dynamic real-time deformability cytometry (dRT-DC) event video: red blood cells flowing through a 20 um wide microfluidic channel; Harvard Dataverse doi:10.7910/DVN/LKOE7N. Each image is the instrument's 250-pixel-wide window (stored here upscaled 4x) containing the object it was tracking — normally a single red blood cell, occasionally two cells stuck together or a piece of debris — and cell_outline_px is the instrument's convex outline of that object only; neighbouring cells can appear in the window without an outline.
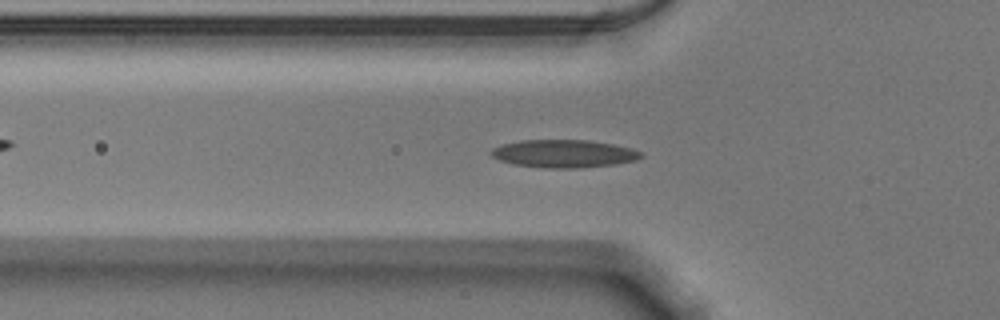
{"species": "Egyptian fruit bat (a non-hibernating species)", "species_latin": "Rousettus aegyptiacus", "temperature_condition": "warm", "stored_images_in_passage": 36, "camera_frame_rate_fps": 3000, "um_per_image_px": 0.085, "animal": {"sex": "male"}, "frame": {"image": 1, "passage_image": 2, "time_ms": 0.333, "image_size_px": [1000, 320], "cell_outline_px": [[644, 156], [636, 160], [616, 164], [580, 168], [548, 168], [512, 164], [500, 160], [492, 156], [488, 152], [492, 148], [500, 144], [524, 140], [588, 140], [612, 144], [632, 148], [644, 152]], "centroid_in_image_um": [47.94, 13.06], "position_along_channel_um": 77.9, "area_um2": 24.51}}
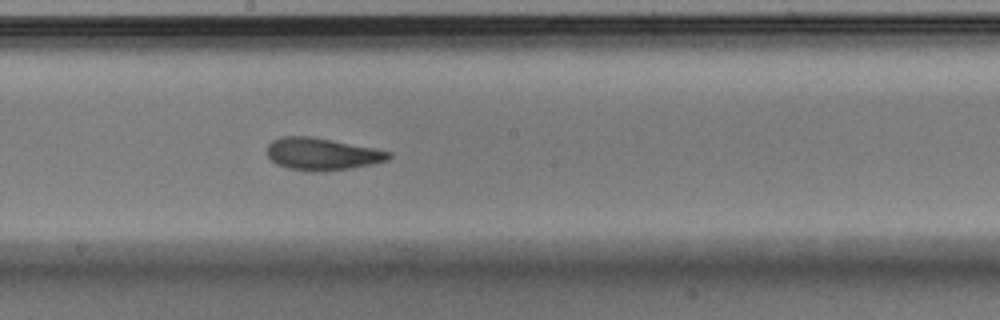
{"frame": {"image": 2, "passage_image": 13, "time_ms": 4.0, "image_size_px": [1000, 320], "cell_outline_px": [[392, 156], [388, 160], [372, 164], [352, 168], [324, 172], [312, 172], [288, 168], [276, 164], [268, 156], [268, 144], [272, 140], [280, 136], [312, 136], [376, 148], [392, 152]], "centroid_in_image_um": [27.4, 13.09], "position_along_channel_um": 220.8, "area_um2": 23.18}}
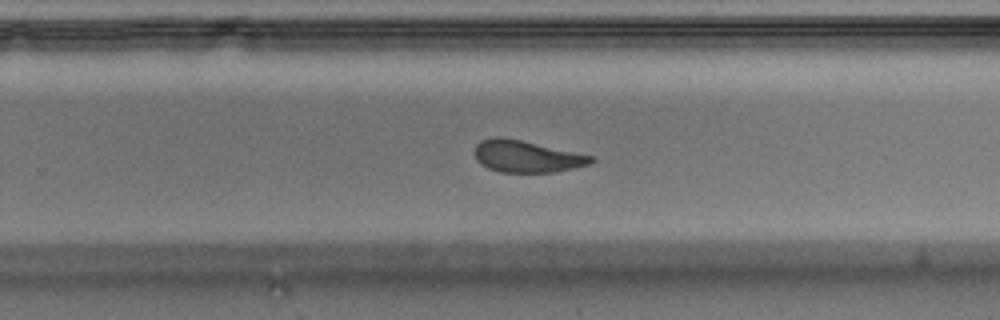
{"frame": {"image": 3, "passage_image": 18, "time_ms": 5.667, "image_size_px": [1000, 320], "cell_outline_px": [[596, 160], [588, 164], [556, 172], [500, 172], [488, 168], [480, 164], [476, 160], [476, 144], [480, 140], [496, 136], [520, 140], [592, 156]], "centroid_in_image_um": [44.72, 13.3], "position_along_channel_um": 285.1, "area_um2": 21.27}, "authors_computed_cell_mechanics": {"area_um2": 22.9466, "velocity_mm_per_s": 3.866, "shape_relaxation_time_tau1_ms": 3.2981, "shape_relaxation_time_tau2_ms": 1.1603, "deformation_change_tau1": 0.1614, "deformation_change_tau2": 0.089}}